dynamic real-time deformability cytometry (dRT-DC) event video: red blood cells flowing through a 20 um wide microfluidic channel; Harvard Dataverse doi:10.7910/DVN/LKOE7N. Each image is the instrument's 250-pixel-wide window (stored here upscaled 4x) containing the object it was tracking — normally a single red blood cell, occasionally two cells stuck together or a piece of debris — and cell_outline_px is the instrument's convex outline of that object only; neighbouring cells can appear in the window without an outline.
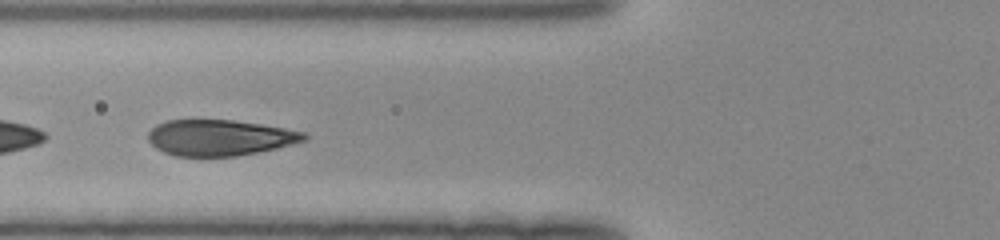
{"species": "human", "species_latin": "Homo sapiens", "temperature_condition": "room temperature", "stored_images_in_passage": 25, "camera_frame_rate_fps": 3000, "um_per_image_px": 0.085, "donor": {"sex": "female"}, "frame": {"image": 1, "passage_image": 12, "time_ms": 3.667, "image_size_px": [1000, 240], "cell_outline_px": [[308, 140], [276, 148], [236, 156], [176, 156], [164, 152], [156, 148], [148, 140], [148, 132], [156, 124], [168, 120], [192, 116], [232, 120], [260, 124], [284, 128], [304, 132], [308, 136]], "centroid_in_image_um": [18.62, 11.65], "position_along_channel_um": 107.2, "area_um2": 33.47}}
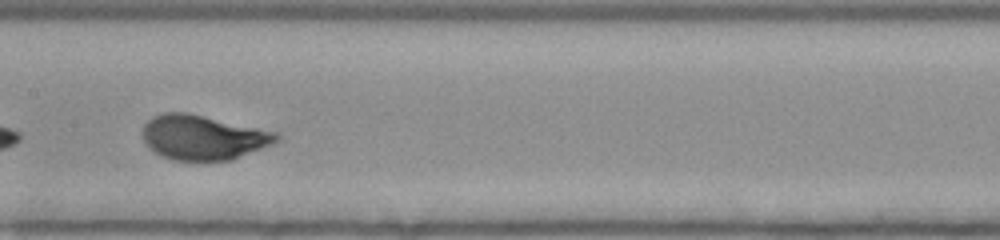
{"frame": {"image": 2, "passage_image": 18, "time_ms": 5.667, "image_size_px": [1000, 240], "cell_outline_px": [[280, 140], [272, 144], [232, 160], [172, 160], [160, 156], [144, 140], [144, 124], [152, 116], [164, 112], [188, 112], [276, 132], [280, 136]], "centroid_in_image_um": [17.28, 11.67], "position_along_channel_um": 190.1, "area_um2": 34.62}}
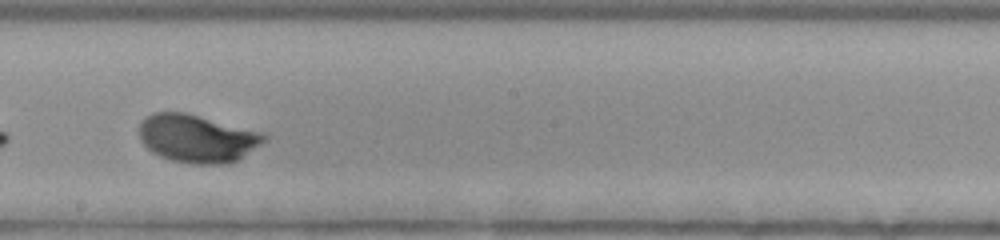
{"frame": {"image": 3, "passage_image": 21, "time_ms": 6.667, "image_size_px": [1000, 240], "cell_outline_px": [[268, 140], [236, 160], [228, 164], [192, 164], [172, 160], [160, 156], [152, 152], [140, 140], [140, 124], [152, 112], [184, 112], [264, 132], [268, 136]], "centroid_in_image_um": [16.79, 11.77], "position_along_channel_um": 231.4, "area_um2": 34.85}}